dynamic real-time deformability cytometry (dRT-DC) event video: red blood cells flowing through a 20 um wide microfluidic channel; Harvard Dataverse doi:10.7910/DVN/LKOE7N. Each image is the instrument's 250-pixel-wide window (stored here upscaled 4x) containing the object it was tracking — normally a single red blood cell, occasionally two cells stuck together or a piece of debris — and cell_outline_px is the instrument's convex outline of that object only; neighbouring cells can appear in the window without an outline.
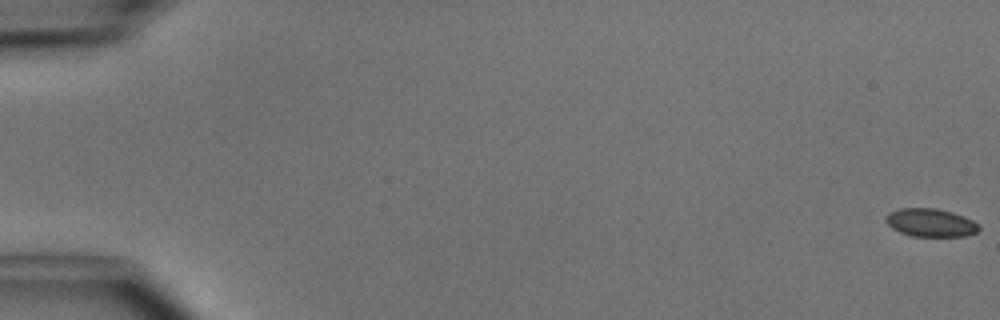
{"species": "common noctule bat (a hibernating species)", "species_latin": "Nyctalus noctula", "temperature_condition": "cold", "stored_images_in_passage": 51, "camera_frame_rate_fps": 3000, "um_per_image_px": 0.085, "animal": {"sex": "male", "body_mass_g": 15.6}, "frame": {"image": 1, "passage_image": 1, "time_ms": 0.0, "image_size_px": [1000, 320], "cell_outline_px": [[980, 228], [976, 232], [964, 236], [912, 236], [900, 232], [892, 228], [884, 220], [888, 212], [900, 208], [936, 208], [952, 212], [964, 216], [980, 224]], "centroid_in_image_um": [79.09, 18.92], "position_along_channel_um": 5.9, "area_um2": 15.32}}
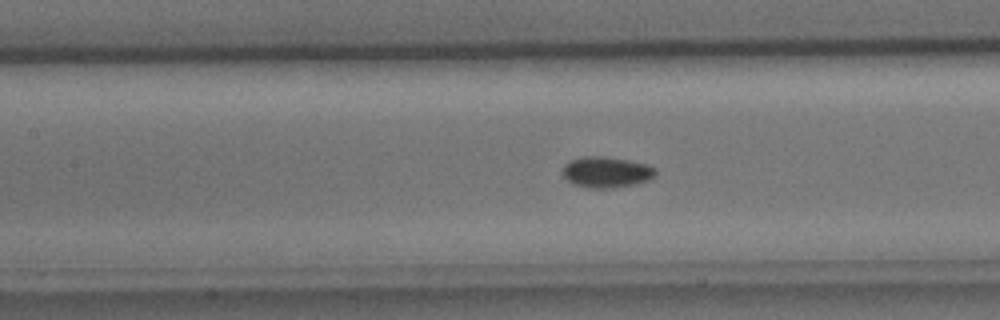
{"frame": {"image": 2, "passage_image": 24, "time_ms": 7.667, "image_size_px": [1000, 320], "cell_outline_px": [[656, 176], [648, 180], [632, 184], [608, 188], [588, 188], [572, 184], [564, 176], [564, 164], [572, 160], [584, 156], [604, 156], [628, 160], [648, 164], [656, 168]], "centroid_in_image_um": [51.56, 14.62], "position_along_channel_um": 155.8, "area_um2": 16.65}}
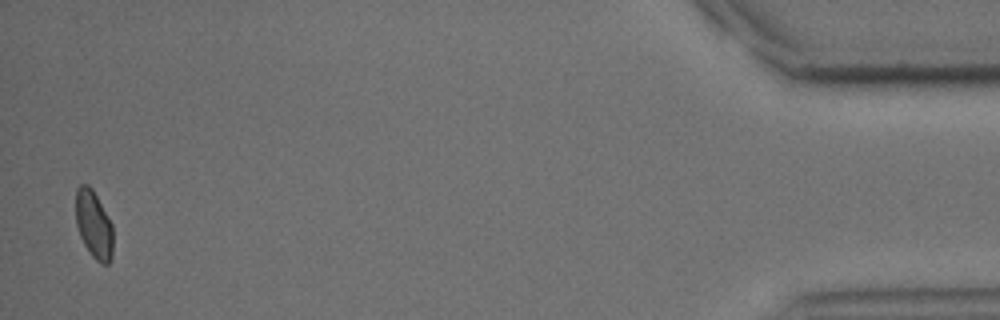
{"frame": {"image": 3, "passage_image": 50, "time_ms": 16.333, "image_size_px": [1000, 320], "cell_outline_px": [[112, 260], [108, 264], [100, 264], [92, 256], [84, 244], [80, 236], [76, 224], [76, 188], [80, 184], [88, 184], [92, 188], [112, 224]], "centroid_in_image_um": [7.96, 19.1], "position_along_channel_um": 427.2, "area_um2": 14.74}, "authors_computed_cell_mechanics": {"area_um2": 15.6638, "velocity_mm_per_s": 4.0747, "shape_relaxation_time_tau1_ms": 2.6139, "shape_relaxation_time_tau2_ms": 9.311, "deformation_change_tau1": 0.055, "deformation_change_tau2": 0.0841}}